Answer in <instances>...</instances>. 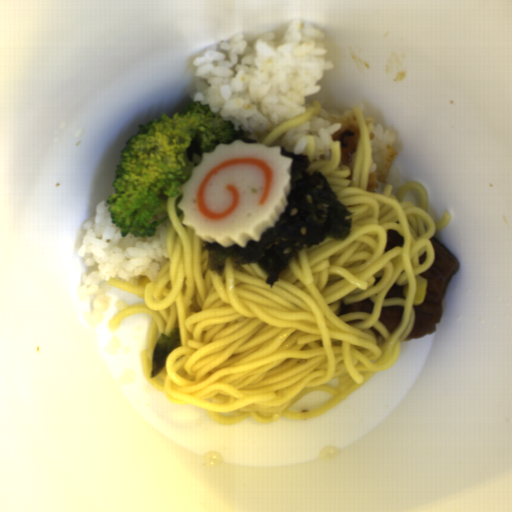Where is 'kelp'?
<instances>
[{
	"label": "kelp",
	"mask_w": 512,
	"mask_h": 512,
	"mask_svg": "<svg viewBox=\"0 0 512 512\" xmlns=\"http://www.w3.org/2000/svg\"><path fill=\"white\" fill-rule=\"evenodd\" d=\"M280 155L292 158L285 211L259 241L248 240L245 247L204 240L206 267L217 276L223 273L226 258L230 257L235 264L256 263L268 273L265 283L273 287L299 251L317 246L327 238L344 242L350 234L352 213L338 201L323 172L316 169L309 173L312 163L304 153H293L280 146Z\"/></svg>",
	"instance_id": "kelp-1"
},
{
	"label": "kelp",
	"mask_w": 512,
	"mask_h": 512,
	"mask_svg": "<svg viewBox=\"0 0 512 512\" xmlns=\"http://www.w3.org/2000/svg\"><path fill=\"white\" fill-rule=\"evenodd\" d=\"M182 345L180 327H174L169 334L161 333L155 343L150 366V378L157 377L166 367L168 357Z\"/></svg>",
	"instance_id": "kelp-2"
},
{
	"label": "kelp",
	"mask_w": 512,
	"mask_h": 512,
	"mask_svg": "<svg viewBox=\"0 0 512 512\" xmlns=\"http://www.w3.org/2000/svg\"><path fill=\"white\" fill-rule=\"evenodd\" d=\"M230 133H231V137L226 145H229V144L233 143L234 141H242V142H245L248 144H258L257 140L252 139L250 137L251 131H249L247 129H244V128L240 129V130L233 129L232 131H230Z\"/></svg>",
	"instance_id": "kelp-3"
}]
</instances>
